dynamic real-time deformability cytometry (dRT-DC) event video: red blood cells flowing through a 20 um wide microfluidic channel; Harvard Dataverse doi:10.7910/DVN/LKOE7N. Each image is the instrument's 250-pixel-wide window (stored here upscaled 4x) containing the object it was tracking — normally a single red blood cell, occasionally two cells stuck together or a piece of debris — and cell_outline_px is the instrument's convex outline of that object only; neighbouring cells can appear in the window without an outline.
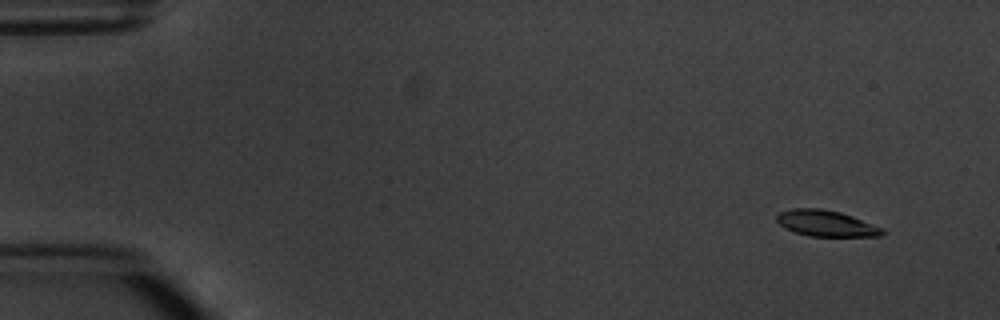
{"species": "common noctule bat (a hibernating species)", "species_latin": "Nyctalus noctula", "temperature_condition": "warm", "stored_images_in_passage": 5, "camera_frame_rate_fps": 3000, "um_per_image_px": 0.085, "animal": {"sex": "male", "body_mass_g": 20.1, "forearm_length_mm": 53.5}, "frame": {"image": 1, "passage_image": 1, "time_ms": 0.0, "image_size_px": [1000, 320], "cell_outline_px": [[884, 232], [880, 236], [808, 236], [796, 232], [780, 224], [776, 220], [776, 216], [780, 212], [792, 208], [820, 208], [840, 212], [852, 216], [884, 228]], "centroid_in_image_um": [70.23, 18.98], "position_along_channel_um": 14.8, "area_um2": 15.9}}
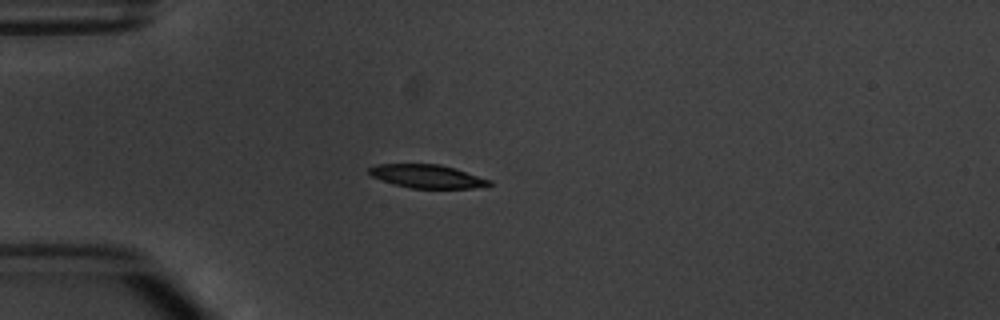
{"frame": {"image": 2, "passage_image": 4, "time_ms": 3.667, "image_size_px": [1000, 320], "cell_outline_px": [[492, 184], [472, 188], [412, 188], [392, 184], [372, 176], [368, 172], [368, 168], [376, 164], [440, 164], [456, 168], [492, 180]], "centroid_in_image_um": [36.31, 14.98], "position_along_channel_um": 48.7, "area_um2": 16.42}}